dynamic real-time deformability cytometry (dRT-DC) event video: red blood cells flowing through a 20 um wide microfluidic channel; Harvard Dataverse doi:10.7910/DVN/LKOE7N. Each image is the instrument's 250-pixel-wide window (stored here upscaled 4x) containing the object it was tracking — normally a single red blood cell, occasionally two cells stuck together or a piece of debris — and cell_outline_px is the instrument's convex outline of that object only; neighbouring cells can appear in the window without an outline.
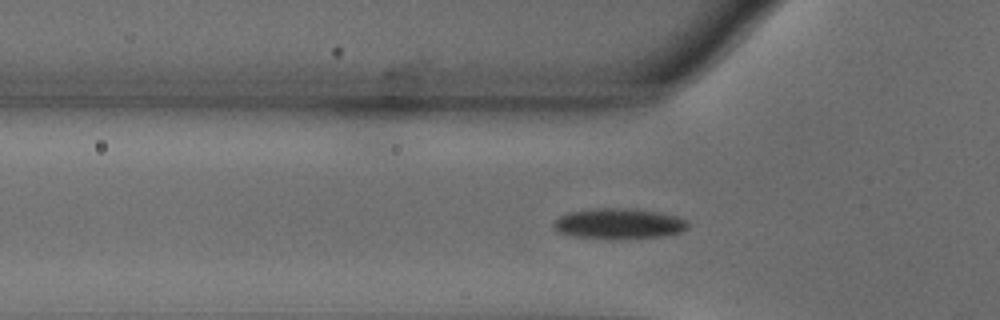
{"species": "common noctule bat (a hibernating species)", "species_latin": "Nyctalus noctula", "temperature_condition": "warm", "stored_images_in_passage": 41, "segment_of_instrument_passage": [1, 2], "camera_frame_rate_fps": 3000, "um_per_image_px": 0.085, "animal": {"sex": "male", "body_mass_g": 18.8}, "frame": {"image": 1, "passage_image": 2, "time_ms": 0.333, "image_size_px": [1000, 320], "cell_outline_px": [[688, 228], [680, 232], [664, 236], [576, 236], [560, 232], [552, 224], [560, 216], [568, 212], [596, 208], [632, 208], [656, 212], [676, 216], [684, 220], [688, 224]], "centroid_in_image_um": [52.61, 18.95], "position_along_channel_um": 73.2, "area_um2": 22.6}}
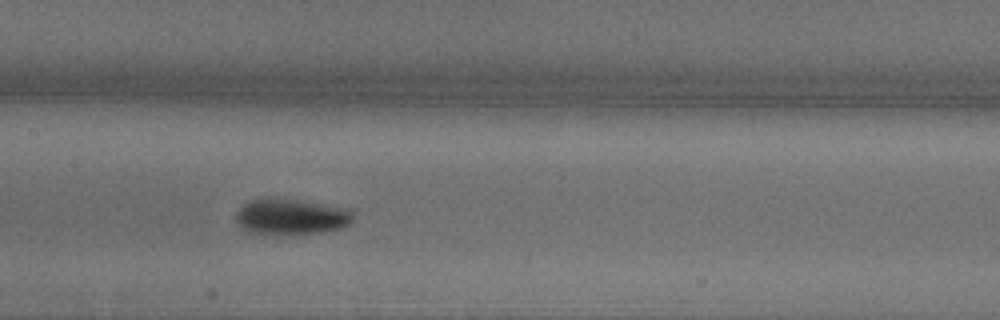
{"frame": {"image": 2, "passage_image": 11, "time_ms": 3.333, "image_size_px": [1000, 320], "cell_outline_px": [[352, 220], [348, 224], [340, 228], [324, 232], [252, 236], [236, 220], [236, 212], [244, 204], [252, 200], [268, 196], [276, 196], [308, 200], [352, 208]], "centroid_in_image_um": [24.74, 18.39], "position_along_channel_um": 182.7, "area_um2": 25.61}}
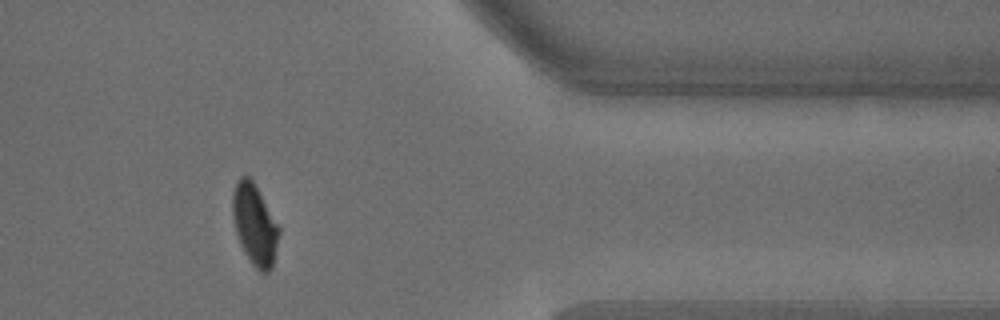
{"frame": {"image": 3, "passage_image": 30, "time_ms": 9.667, "image_size_px": [1000, 320], "cell_outline_px": [[280, 232], [272, 268], [268, 272], [260, 272], [252, 264], [244, 252], [240, 244], [236, 232], [232, 216], [232, 192], [236, 180], [240, 176], [248, 172], [280, 228]], "centroid_in_image_um": [21.63, 19.04], "position_along_channel_um": 389.8, "area_um2": 22.08}}